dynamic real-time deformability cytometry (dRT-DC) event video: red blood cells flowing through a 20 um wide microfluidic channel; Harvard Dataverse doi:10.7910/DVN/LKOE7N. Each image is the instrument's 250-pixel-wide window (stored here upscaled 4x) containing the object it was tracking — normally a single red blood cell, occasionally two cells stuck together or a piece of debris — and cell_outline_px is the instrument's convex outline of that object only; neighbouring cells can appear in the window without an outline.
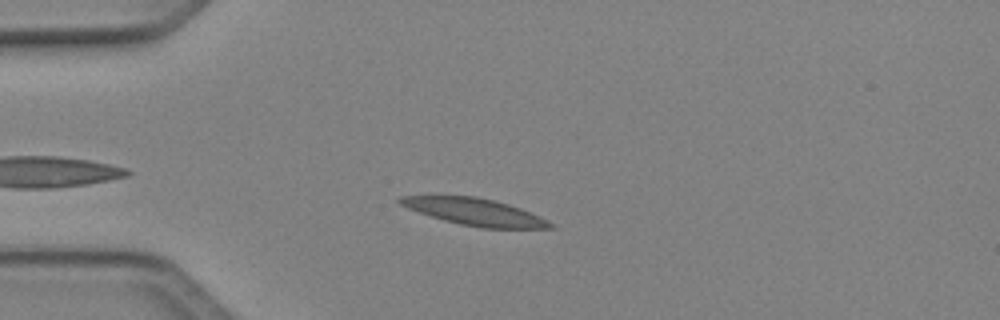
{"species": "Egyptian fruit bat (a non-hibernating species)", "species_latin": "Rousettus aegyptiacus", "temperature_condition": "cold", "stored_images_in_passage": 29, "camera_frame_rate_fps": 3000, "um_per_image_px": 0.085, "animal": {"sex": "female"}, "frame": {"image": 1, "passage_image": 3, "time_ms": 0.667, "image_size_px": [1000, 320], "cell_outline_px": [[556, 228], [480, 228], [460, 224], [444, 220], [408, 208], [400, 204], [396, 200], [400, 196], [432, 192], [440, 192], [476, 196], [508, 204], [520, 208], [540, 216], [548, 220]], "centroid_in_image_um": [40.22, 17.94], "position_along_channel_um": 44.8, "area_um2": 24.51}}
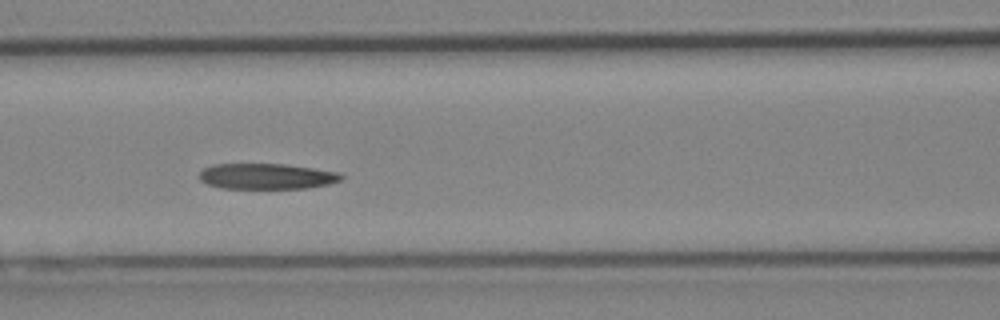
{"frame": {"image": 2, "passage_image": 12, "time_ms": 3.667, "image_size_px": [1000, 320], "cell_outline_px": [[344, 176], [340, 180], [328, 184], [308, 188], [220, 188], [208, 184], [200, 180], [200, 172], [204, 168], [212, 164], [284, 164], [340, 172]], "centroid_in_image_um": [22.66, 14.98], "position_along_channel_um": 143.9, "area_um2": 21.15}}
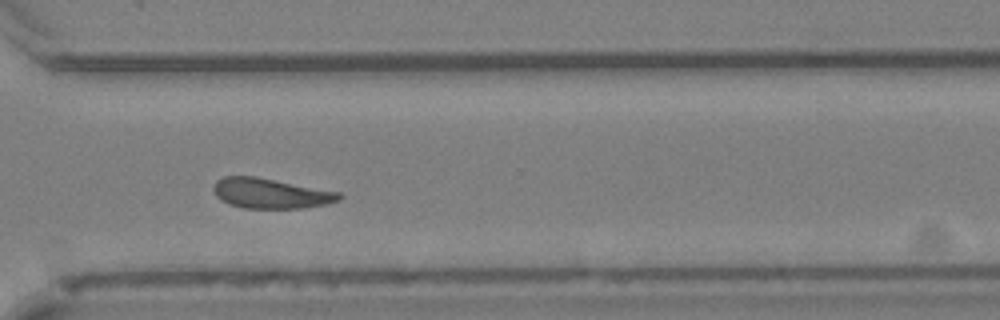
{"frame": {"image": 3, "passage_image": 27, "time_ms": 8.667, "image_size_px": [1000, 320], "cell_outline_px": [[344, 196], [340, 200], [328, 204], [304, 208], [244, 208], [228, 204], [220, 200], [216, 196], [212, 188], [216, 180], [224, 176], [256, 176], [340, 192]], "centroid_in_image_um": [23.01, 16.44], "position_along_channel_um": 347.6, "area_um2": 22.31}, "authors_computed_cell_mechanics": {"area_um2": 22.5998, "velocity_mm_per_s": 4.0667, "shape_relaxation_time_tau1_ms": 7.5133, "shape_relaxation_time_tau2_ms": 6.6212, "deformation_change_tau1": 0.1801, "deformation_change_tau2": 0.1626}}